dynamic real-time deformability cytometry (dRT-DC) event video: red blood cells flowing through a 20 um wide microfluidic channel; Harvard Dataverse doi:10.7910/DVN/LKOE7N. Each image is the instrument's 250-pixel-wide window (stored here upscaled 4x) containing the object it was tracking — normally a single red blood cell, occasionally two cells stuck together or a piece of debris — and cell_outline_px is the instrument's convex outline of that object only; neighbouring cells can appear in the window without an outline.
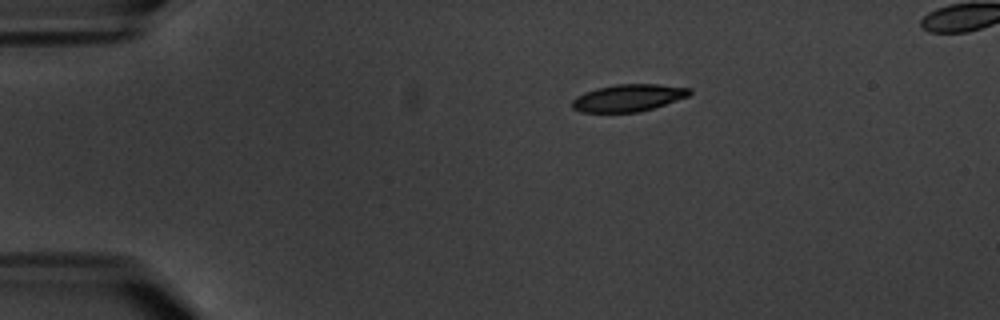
{"species": "common noctule bat (a hibernating species)", "species_latin": "Nyctalus noctula", "temperature_condition": "warm", "stored_images_in_passage": 6, "segment_of_instrument_passage": [1, 2], "camera_frame_rate_fps": 3000, "um_per_image_px": 0.085, "animal": {"sex": "male", "body_mass_g": 20.1, "forearm_length_mm": 53.5}, "frame": {"image": 1, "passage_image": 3, "time_ms": 3.0, "image_size_px": [1000, 320], "cell_outline_px": [[692, 92], [688, 96], [640, 112], [580, 112], [572, 108], [572, 100], [576, 96], [596, 88], [616, 84], [660, 84], [692, 88]], "centroid_in_image_um": [53.4, 8.31], "position_along_channel_um": 31.6, "area_um2": 18.55}}